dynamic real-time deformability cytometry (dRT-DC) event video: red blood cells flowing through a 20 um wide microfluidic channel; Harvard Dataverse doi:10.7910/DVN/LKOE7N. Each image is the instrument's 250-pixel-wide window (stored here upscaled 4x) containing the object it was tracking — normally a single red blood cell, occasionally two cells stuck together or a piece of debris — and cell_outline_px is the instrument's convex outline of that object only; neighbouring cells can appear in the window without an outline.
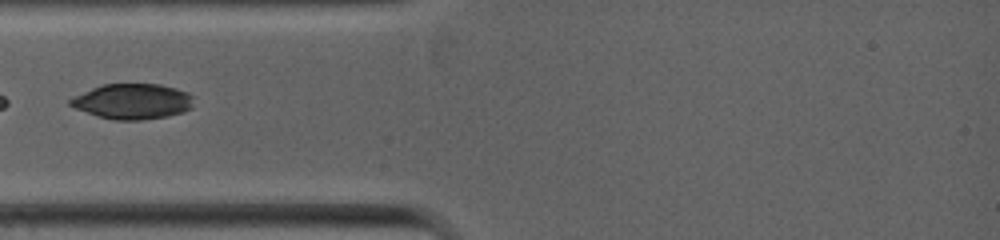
{"species": "common noctule bat (a hibernating species)", "species_latin": "Nyctalus noctula", "temperature_condition": "warm", "stored_images_in_passage": 4, "camera_frame_rate_fps": 5000, "um_per_image_px": 0.085, "animal": {"sex": "female", "body_mass_g": 19.0, "forearm_length_mm": 53.3}, "frame": {"image": 1, "passage_image": 1, "time_ms": 0.0, "image_size_px": [1000, 240], "cell_outline_px": [[196, 96], [192, 108], [184, 112], [168, 116], [140, 120], [112, 120], [96, 116], [76, 108], [68, 104], [68, 100], [72, 96], [100, 84], [160, 84], [176, 88], [188, 92]], "centroid_in_image_um": [11.29, 8.61], "position_along_channel_um": 73.7, "area_um2": 25.95}}